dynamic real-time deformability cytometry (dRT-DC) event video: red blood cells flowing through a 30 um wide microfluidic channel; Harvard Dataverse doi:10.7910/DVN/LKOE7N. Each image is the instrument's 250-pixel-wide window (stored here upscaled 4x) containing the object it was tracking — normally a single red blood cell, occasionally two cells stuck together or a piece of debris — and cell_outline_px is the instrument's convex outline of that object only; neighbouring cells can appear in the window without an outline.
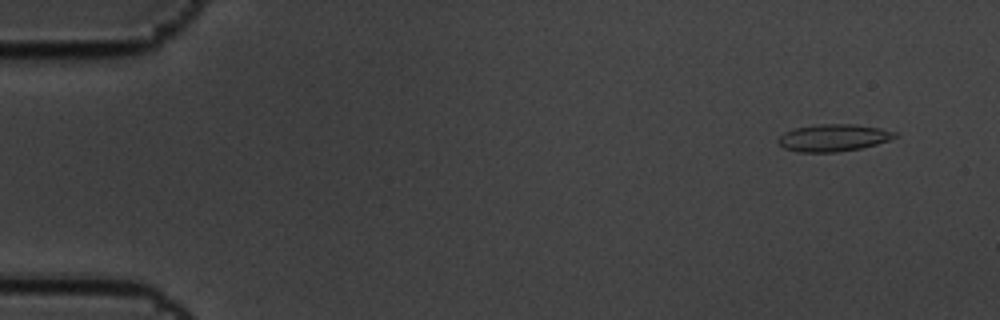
{"species": "common noctule bat (a hibernating species)", "species_latin": "Nyctalus noctula", "temperature_condition": "cold", "stored_images_in_passage": 5, "camera_frame_rate_fps": 3000, "um_per_image_px": 0.085, "animal": {"sex": "male", "body_mass_g": 19.5, "forearm_length_mm": 54.6}, "frame": {"image": 1, "passage_image": 1, "time_ms": 0.0, "image_size_px": [1000, 320], "cell_outline_px": [[900, 136], [876, 144], [860, 148], [836, 152], [796, 152], [784, 148], [776, 140], [784, 132], [796, 128], [816, 124], [856, 124], [880, 128], [896, 132]], "centroid_in_image_um": [70.84, 11.7], "position_along_channel_um": 14.2, "area_um2": 18.5}}
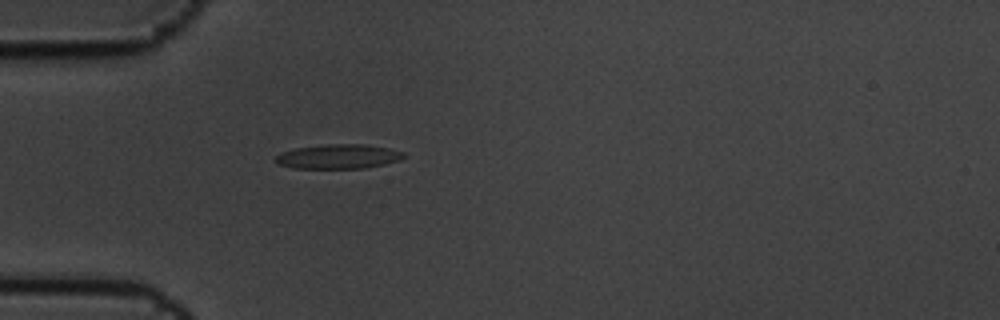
{"frame": {"image": 2, "passage_image": 5, "time_ms": 1.333, "image_size_px": [1000, 320], "cell_outline_px": [[408, 156], [400, 160], [384, 164], [364, 168], [292, 168], [280, 164], [272, 160], [280, 152], [296, 148], [328, 144], [364, 144], [388, 148], [404, 152]], "centroid_in_image_um": [28.77, 13.3], "position_along_channel_um": 56.2, "area_um2": 18.32}}